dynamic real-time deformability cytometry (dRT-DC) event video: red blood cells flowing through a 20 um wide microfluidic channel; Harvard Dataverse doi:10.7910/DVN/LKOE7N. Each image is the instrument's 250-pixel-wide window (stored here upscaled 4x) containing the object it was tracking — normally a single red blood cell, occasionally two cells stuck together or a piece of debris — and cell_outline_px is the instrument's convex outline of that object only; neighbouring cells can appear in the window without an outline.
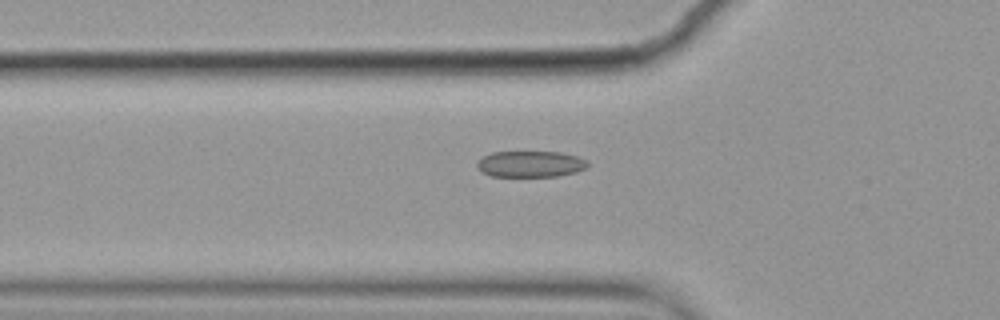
{"species": "common noctule bat (a hibernating species)", "species_latin": "Nyctalus noctula", "temperature_condition": "cold", "stored_images_in_passage": 4, "camera_frame_rate_fps": 3000, "um_per_image_px": 0.085, "animal": {"sex": "female", "body_mass_g": 19.9}, "frame": {"image": 1, "passage_image": 3, "time_ms": 0.667, "image_size_px": [1000, 320], "cell_outline_px": [[588, 164], [584, 168], [576, 172], [556, 176], [492, 176], [480, 172], [476, 164], [476, 160], [492, 152], [560, 152], [576, 156], [588, 160]], "centroid_in_image_um": [45.05, 13.94], "position_along_channel_um": 80.8, "area_um2": 16.88}}
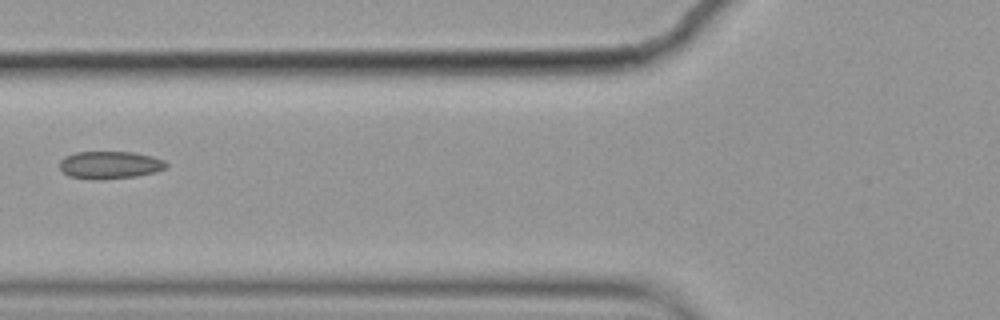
{"frame": {"image": 2, "passage_image": 4, "time_ms": 1.0, "image_size_px": [1000, 320], "cell_outline_px": [[168, 168], [156, 172], [136, 176], [104, 180], [92, 180], [68, 176], [60, 168], [60, 160], [64, 156], [76, 152], [132, 152], [152, 156], [164, 160], [168, 164]], "centroid_in_image_um": [9.35, 14.03], "position_along_channel_um": 116.5, "area_um2": 17.4}}